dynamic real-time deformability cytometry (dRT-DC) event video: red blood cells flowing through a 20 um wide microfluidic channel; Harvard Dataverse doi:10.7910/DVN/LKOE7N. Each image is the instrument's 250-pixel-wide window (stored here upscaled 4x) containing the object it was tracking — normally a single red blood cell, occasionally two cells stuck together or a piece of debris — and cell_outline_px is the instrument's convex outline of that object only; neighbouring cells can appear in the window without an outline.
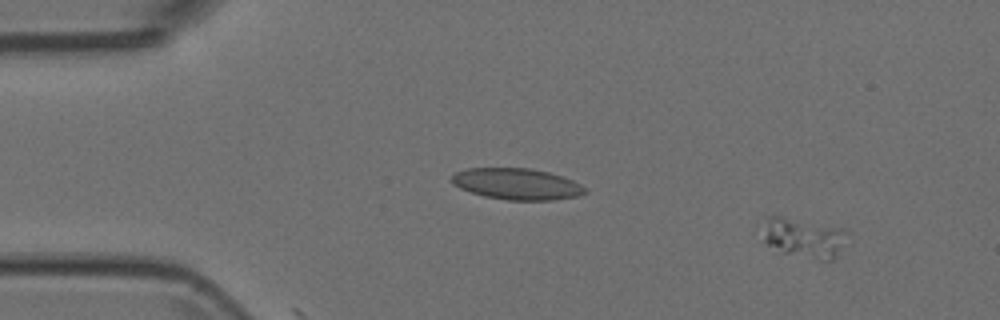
{"species": "Egyptian fruit bat (a non-hibernating species)", "species_latin": "Rousettus aegyptiacus", "temperature_condition": "room temperature", "stored_images_in_passage": 6, "segment_of_instrument_passage": [1, 2], "camera_frame_rate_fps": 3000, "um_per_image_px": 0.085, "animal": {"sex": "female"}, "frame": {"image": 1, "passage_image": 2, "time_ms": 0.333, "image_size_px": [1000, 320], "cell_outline_px": [[844, 232], [836, 256], [832, 260], [820, 260], [784, 252], [768, 244], [764, 240], [756, 224], [764, 216], [780, 216], [840, 228]], "centroid_in_image_um": [68.1, 20.16], "position_along_channel_um": 16.9, "area_um2": 19.19}}
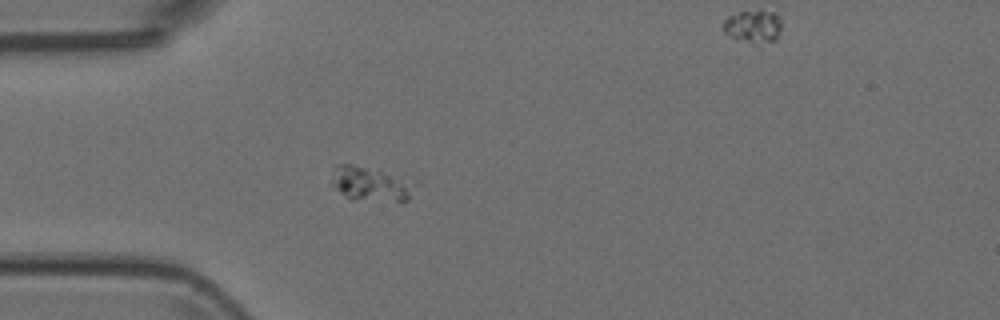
{"frame": {"image": 2, "passage_image": 5, "time_ms": 1.333, "image_size_px": [1000, 320], "cell_outline_px": [[420, 184], [408, 200], [348, 200], [332, 184], [336, 164], [352, 164], [380, 168]], "centroid_in_image_um": [31.58, 15.61], "position_along_channel_um": 53.4, "area_um2": 17.11}}